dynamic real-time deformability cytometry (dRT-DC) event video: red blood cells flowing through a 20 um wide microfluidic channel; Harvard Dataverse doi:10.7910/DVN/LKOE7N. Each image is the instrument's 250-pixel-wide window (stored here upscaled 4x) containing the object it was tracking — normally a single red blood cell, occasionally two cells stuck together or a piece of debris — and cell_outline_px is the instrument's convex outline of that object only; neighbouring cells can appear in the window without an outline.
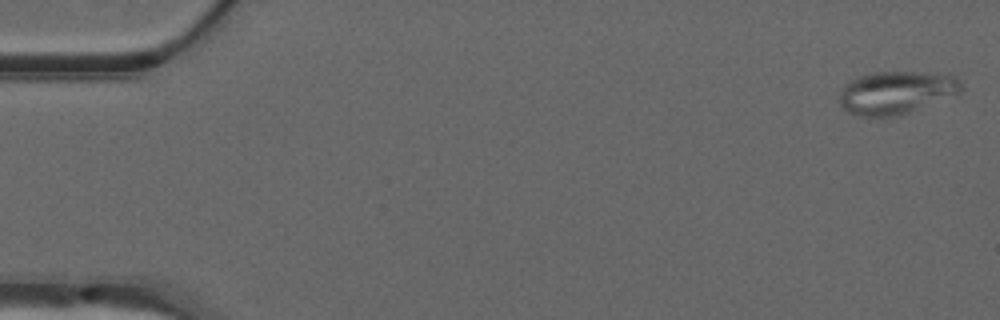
{"species": "common noctule bat (a hibernating species)", "species_latin": "Nyctalus noctula", "temperature_condition": "warm", "stored_images_in_passage": 4, "camera_frame_rate_fps": 3000, "um_per_image_px": 0.085, "animal": {"sex": "male", "forearm_length_mm": 52.5}, "frame": {"image": 1, "passage_image": 1, "time_ms": 0.0, "image_size_px": [1000, 320], "cell_outline_px": [[964, 88], [960, 96], [908, 112], [892, 116], [860, 116], [848, 112], [840, 104], [840, 88], [852, 80], [860, 76], [876, 72], [912, 72], [952, 76], [960, 80]], "centroid_in_image_um": [76.24, 7.88], "position_along_channel_um": 8.8, "area_um2": 30.46}}